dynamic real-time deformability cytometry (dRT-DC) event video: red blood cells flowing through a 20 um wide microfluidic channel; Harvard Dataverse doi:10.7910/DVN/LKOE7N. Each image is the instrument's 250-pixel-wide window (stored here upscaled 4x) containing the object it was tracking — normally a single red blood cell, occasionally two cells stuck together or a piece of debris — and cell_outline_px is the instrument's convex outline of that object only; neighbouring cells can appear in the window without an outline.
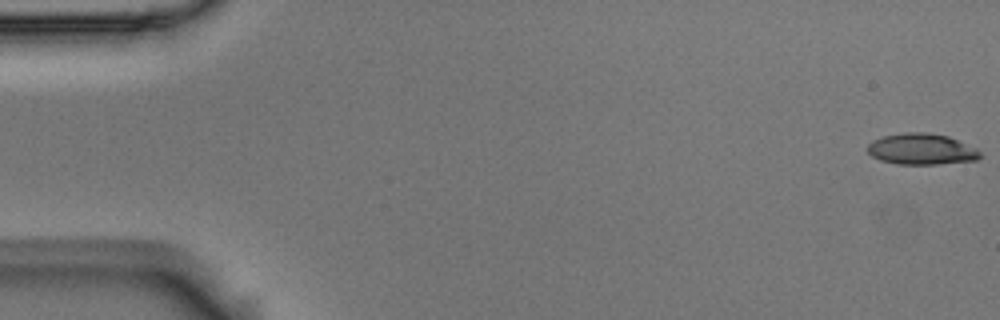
{"species": "Egyptian fruit bat (a non-hibernating species)", "species_latin": "Rousettus aegyptiacus", "temperature_condition": "room temperature", "stored_images_in_passage": 6, "camera_frame_rate_fps": 3000, "um_per_image_px": 0.085, "animal": {"sex": "male"}, "frame": {"image": 1, "passage_image": 1, "time_ms": 0.0, "image_size_px": [1000, 320], "cell_outline_px": [[984, 156], [976, 160], [936, 164], [896, 164], [880, 160], [872, 156], [868, 152], [868, 144], [872, 140], [884, 136], [904, 132], [924, 132], [948, 136], [976, 148]], "centroid_in_image_um": [78.33, 12.68], "position_along_channel_um": 6.7, "area_um2": 20.4}}
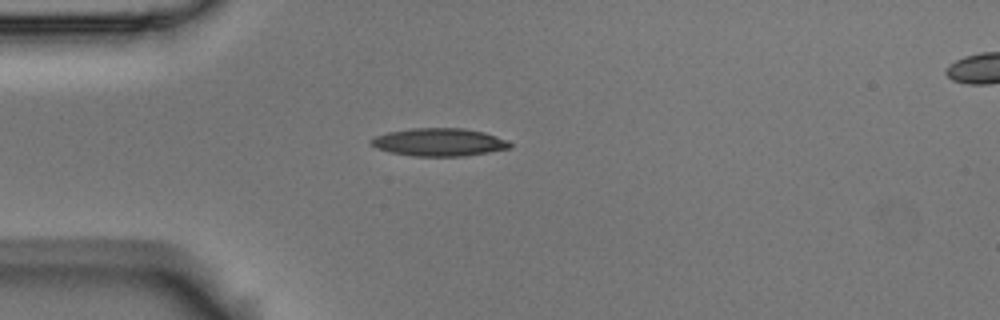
{"frame": {"image": 2, "passage_image": 5, "time_ms": 1.333, "image_size_px": [1000, 320], "cell_outline_px": [[512, 148], [464, 156], [412, 156], [388, 152], [376, 148], [368, 144], [368, 140], [376, 136], [388, 132], [412, 128], [464, 128], [484, 132], [508, 140], [512, 144]], "centroid_in_image_um": [37.3, 12.09], "position_along_channel_um": 47.7, "area_um2": 22.77}}